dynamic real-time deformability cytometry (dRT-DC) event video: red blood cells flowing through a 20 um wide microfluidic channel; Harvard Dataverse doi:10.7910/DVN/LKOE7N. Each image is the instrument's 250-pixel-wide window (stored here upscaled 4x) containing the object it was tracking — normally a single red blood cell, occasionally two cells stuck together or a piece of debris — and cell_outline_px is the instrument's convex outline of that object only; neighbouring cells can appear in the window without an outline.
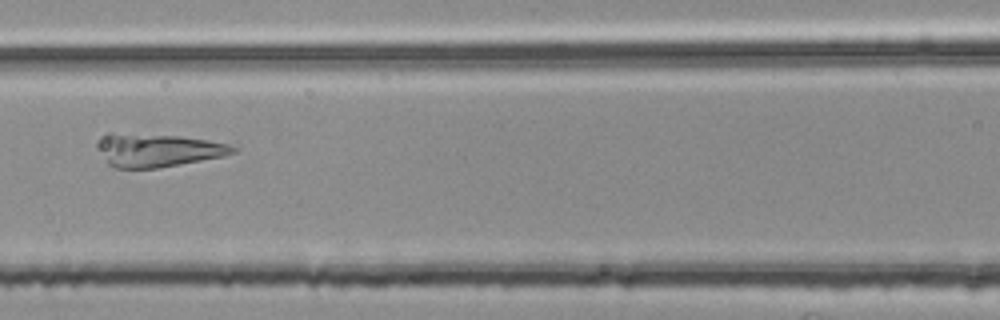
{"species": "common noctule bat (a hibernating species)", "species_latin": "Nyctalus noctula", "temperature_condition": "room temperature", "stored_images_in_passage": 40, "camera_frame_rate_fps": 3000, "um_per_image_px": 0.085, "animal": {"sex": "female", "body_mass_g": 25.1}, "frame": {"image": 1, "passage_image": 10, "time_ms": 3.0, "image_size_px": [1000, 320], "cell_outline_px": [[240, 148], [236, 152], [224, 156], [180, 164], [156, 168], [116, 168], [108, 164], [96, 148], [96, 140], [100, 136], [108, 132], [112, 132], [180, 136], [208, 140], [228, 144]], "centroid_in_image_um": [13.35, 12.75], "position_along_channel_um": 153.2, "area_um2": 26.53}}
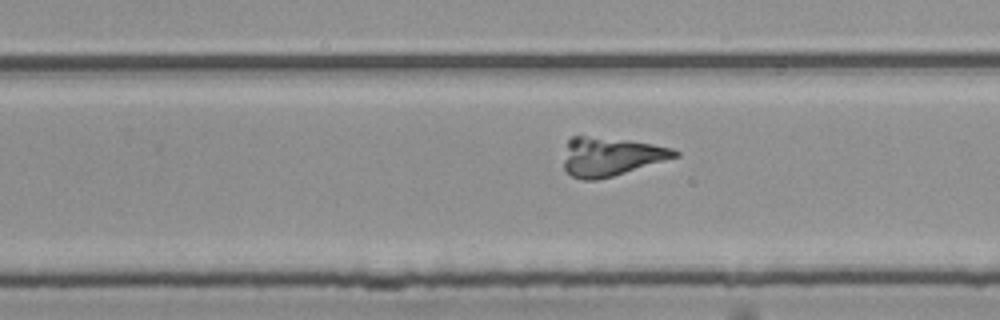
{"frame": {"image": 2, "passage_image": 20, "time_ms": 6.333, "image_size_px": [1000, 320], "cell_outline_px": [[680, 156], [612, 176], [596, 180], [584, 180], [572, 176], [564, 168], [564, 160], [568, 140], [572, 136], [584, 136], [624, 140], [652, 144], [672, 148], [680, 152]], "centroid_in_image_um": [51.92, 13.32], "position_along_channel_um": 277.9, "area_um2": 24.62}}
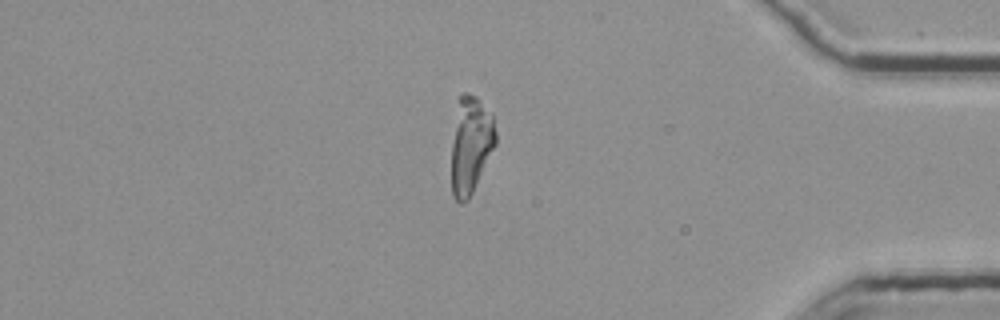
{"frame": {"image": 3, "passage_image": 32, "time_ms": 10.333, "image_size_px": [1000, 320], "cell_outline_px": [[496, 144], [468, 200], [460, 204], [452, 196], [452, 144], [460, 96], [464, 92], [468, 92], [476, 96], [492, 112], [496, 132]], "centroid_in_image_um": [40.03, 12.32], "position_along_channel_um": 395.2, "area_um2": 24.74}}